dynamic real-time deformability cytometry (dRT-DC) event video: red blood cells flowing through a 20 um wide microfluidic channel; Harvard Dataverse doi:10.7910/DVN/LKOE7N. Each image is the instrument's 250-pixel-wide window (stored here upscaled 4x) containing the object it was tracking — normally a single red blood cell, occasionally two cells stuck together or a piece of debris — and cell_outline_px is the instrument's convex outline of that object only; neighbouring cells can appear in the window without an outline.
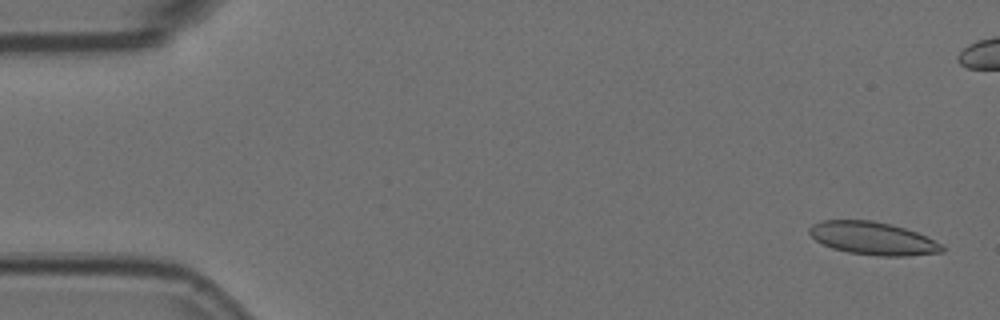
{"species": "Egyptian fruit bat (a non-hibernating species)", "species_latin": "Rousettus aegyptiacus", "temperature_condition": "room temperature", "stored_images_in_passage": 56, "camera_frame_rate_fps": 3000, "um_per_image_px": 0.085, "animal": {"sex": "female"}, "frame": {"image": 1, "passage_image": 2, "time_ms": 0.333, "image_size_px": [1000, 320], "cell_outline_px": [[944, 252], [908, 256], [880, 256], [848, 252], [832, 248], [816, 240], [808, 232], [808, 228], [812, 224], [820, 220], [872, 220], [892, 224], [916, 232], [944, 244]], "centroid_in_image_um": [74.21, 20.26], "position_along_channel_um": 10.8, "area_um2": 25.55}}
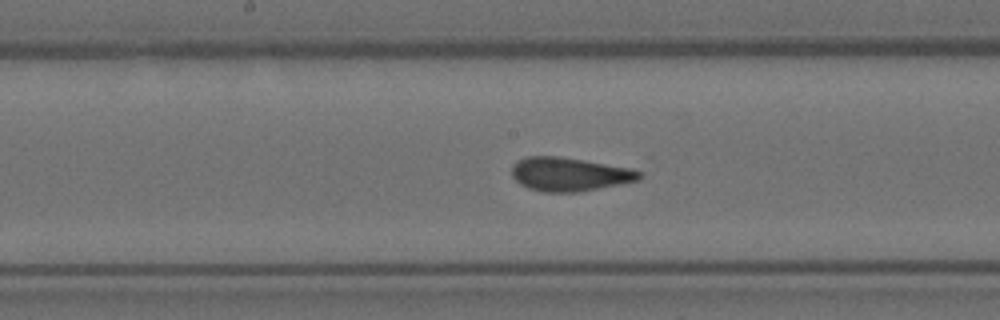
{"frame": {"image": 2, "passage_image": 28, "time_ms": 9.0, "image_size_px": [1000, 320], "cell_outline_px": [[644, 176], [640, 180], [620, 184], [576, 192], [544, 192], [528, 188], [520, 184], [512, 176], [512, 164], [516, 160], [524, 156], [560, 156], [632, 168], [640, 172]], "centroid_in_image_um": [48.39, 14.8], "position_along_channel_um": 199.8, "area_um2": 25.2}}
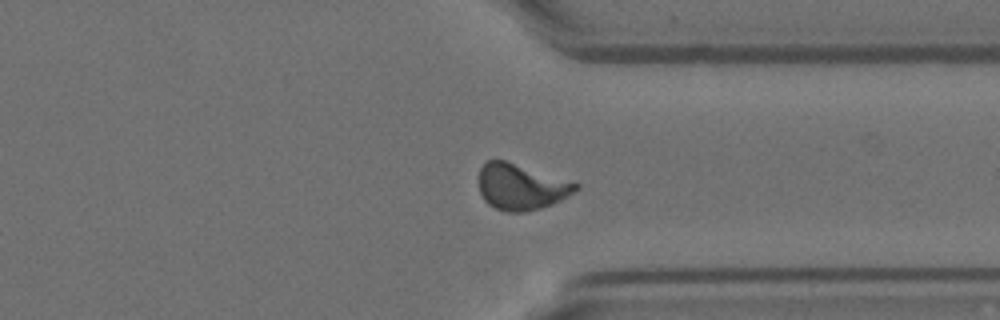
{"frame": {"image": 3, "passage_image": 42, "time_ms": 13.667, "image_size_px": [1000, 320], "cell_outline_px": [[580, 188], [576, 192], [552, 204], [540, 208], [524, 212], [508, 212], [496, 208], [488, 204], [484, 200], [480, 192], [480, 168], [488, 160], [504, 160], [580, 184]], "centroid_in_image_um": [44.3, 15.89], "position_along_channel_um": 367.1, "area_um2": 25.66}, "authors_computed_cell_mechanics": {"area_um2": 25.1719, "velocity_mm_per_s": 3.6093, "shape_relaxation_time_tau1_ms": 7.0153, "shape_relaxation_time_tau2_ms": 1.0463, "deformation_change_tau1": 0.1921, "deformation_change_tau2": 0.0748}}